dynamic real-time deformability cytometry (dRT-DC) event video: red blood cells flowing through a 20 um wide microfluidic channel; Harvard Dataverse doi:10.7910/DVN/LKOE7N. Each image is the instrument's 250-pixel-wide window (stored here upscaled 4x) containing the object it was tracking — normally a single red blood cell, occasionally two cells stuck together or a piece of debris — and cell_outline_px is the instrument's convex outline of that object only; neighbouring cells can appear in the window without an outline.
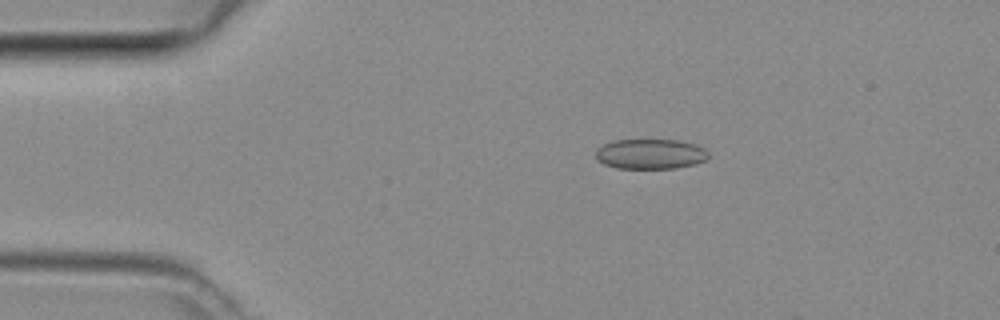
{"species": "common noctule bat (a hibernating species)", "species_latin": "Nyctalus noctula", "temperature_condition": "room temperature", "stored_images_in_passage": 6, "camera_frame_rate_fps": 3000, "um_per_image_px": 0.085, "animal": {"sex": "female", "body_mass_g": 29.2, "forearm_length_mm": 56.3}, "frame": {"image": 1, "passage_image": 3, "time_ms": 0.667, "image_size_px": [1000, 320], "cell_outline_px": [[708, 160], [696, 164], [676, 168], [616, 168], [604, 164], [596, 160], [596, 148], [604, 144], [616, 140], [676, 140], [696, 144], [704, 148], [708, 152]], "centroid_in_image_um": [55.3, 13.09], "position_along_channel_um": 29.7, "area_um2": 19.88}}
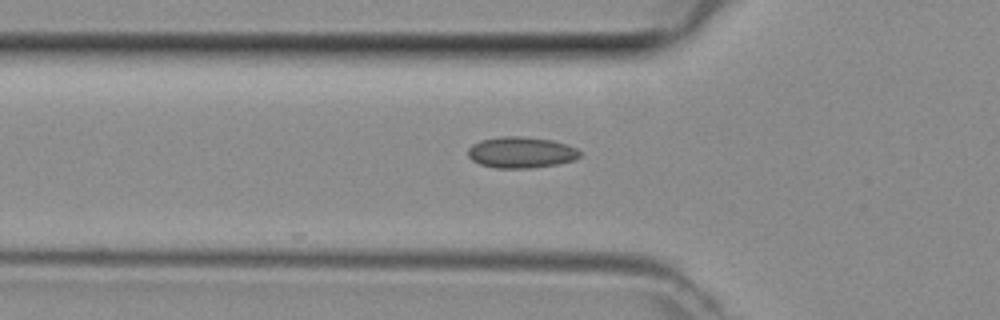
{"frame": {"image": 2, "passage_image": 5, "time_ms": 1.333, "image_size_px": [1000, 320], "cell_outline_px": [[580, 156], [572, 160], [556, 164], [532, 168], [496, 168], [480, 164], [472, 160], [468, 156], [468, 148], [472, 144], [480, 140], [500, 136], [524, 136], [552, 140], [568, 144], [576, 148], [580, 152]], "centroid_in_image_um": [44.27, 12.94], "position_along_channel_um": 81.5, "area_um2": 20.4}}